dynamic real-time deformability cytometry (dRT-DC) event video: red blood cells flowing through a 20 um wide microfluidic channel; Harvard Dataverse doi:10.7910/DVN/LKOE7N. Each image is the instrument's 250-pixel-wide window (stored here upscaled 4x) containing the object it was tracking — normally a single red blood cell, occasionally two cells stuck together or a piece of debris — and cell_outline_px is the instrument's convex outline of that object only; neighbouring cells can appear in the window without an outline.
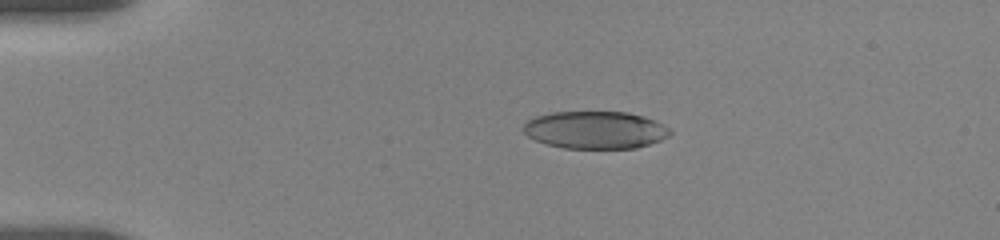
{"species": "human", "species_latin": "Homo sapiens", "temperature_condition": "room temperature", "stored_images_in_passage": 14, "camera_frame_rate_fps": 3000, "um_per_image_px": 0.085, "donor": {"sex": "female"}, "frame": {"image": 1, "passage_image": 6, "time_ms": 3.667, "image_size_px": [1000, 240], "cell_outline_px": [[672, 132], [668, 136], [660, 140], [636, 148], [564, 148], [544, 144], [528, 136], [524, 132], [524, 124], [528, 120], [536, 116], [552, 112], [628, 112], [644, 116], [656, 120], [668, 128]], "centroid_in_image_um": [50.6, 11.04], "position_along_channel_um": 34.4, "area_um2": 32.02}}
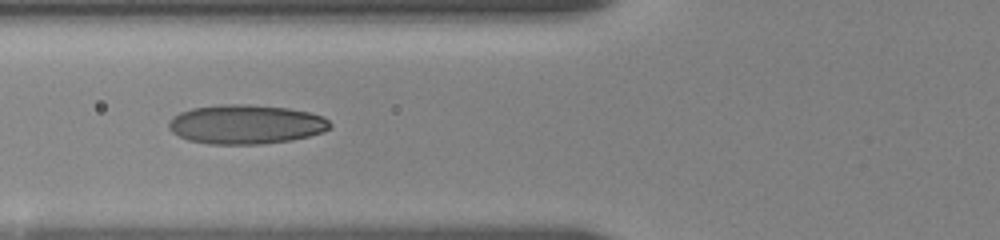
{"frame": {"image": 2, "passage_image": 11, "time_ms": 7.0, "image_size_px": [1000, 240], "cell_outline_px": [[332, 128], [324, 132], [292, 140], [260, 144], [208, 144], [188, 140], [172, 132], [168, 128], [168, 120], [172, 116], [180, 112], [192, 108], [220, 104], [248, 104], [288, 108], [308, 112], [324, 116], [332, 124]], "centroid_in_image_um": [20.9, 10.56], "position_along_channel_um": 104.9, "area_um2": 37.22}}
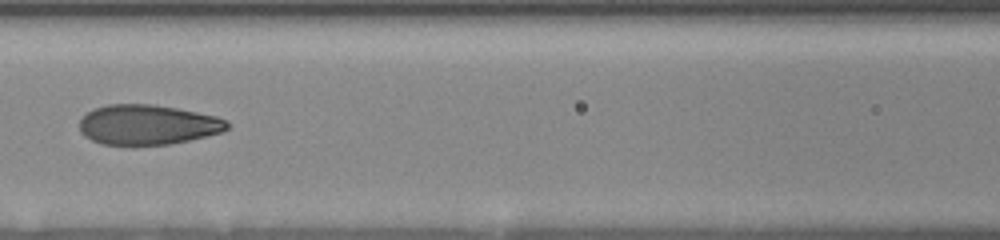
{"frame": {"image": 3, "passage_image": 13, "time_ms": 8.333, "image_size_px": [1000, 240], "cell_outline_px": [[228, 128], [224, 132], [208, 136], [168, 144], [100, 144], [84, 136], [80, 132], [80, 116], [96, 108], [108, 104], [152, 104], [176, 108], [216, 116], [228, 120]], "centroid_in_image_um": [12.55, 10.59], "position_along_channel_um": 154.1, "area_um2": 34.33}}